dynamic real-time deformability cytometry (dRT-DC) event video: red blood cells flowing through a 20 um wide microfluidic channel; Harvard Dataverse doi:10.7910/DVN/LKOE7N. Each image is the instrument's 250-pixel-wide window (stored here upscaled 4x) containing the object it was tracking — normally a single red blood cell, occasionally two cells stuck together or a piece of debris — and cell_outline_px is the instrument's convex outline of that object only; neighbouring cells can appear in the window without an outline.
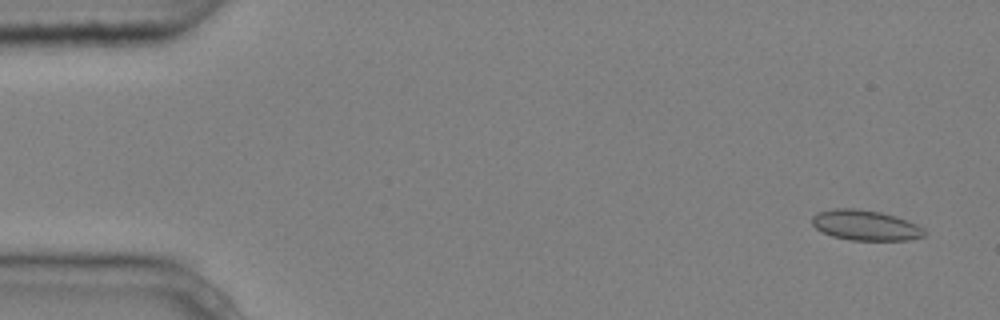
{"species": "common noctule bat (a hibernating species)", "species_latin": "Nyctalus noctula", "temperature_condition": "cold", "stored_images_in_passage": 4, "camera_frame_rate_fps": 3000, "um_per_image_px": 0.085, "animal": {"sex": "male", "body_mass_g": 20.4}, "frame": {"image": 1, "passage_image": 1, "time_ms": 0.0, "image_size_px": [1000, 320], "cell_outline_px": [[924, 236], [908, 240], [852, 240], [832, 236], [816, 228], [812, 224], [812, 216], [820, 212], [832, 208], [856, 208], [880, 212], [896, 216], [916, 224], [924, 228]], "centroid_in_image_um": [73.56, 19.14], "position_along_channel_um": 11.4, "area_um2": 19.71}}
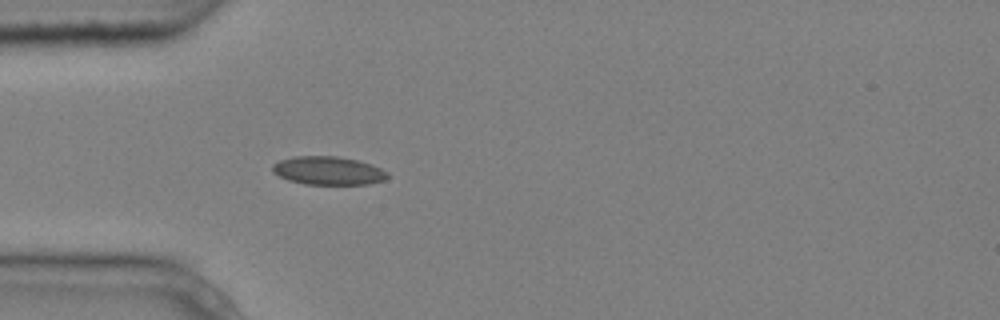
{"frame": {"image": 2, "passage_image": 4, "time_ms": 1.0, "image_size_px": [1000, 320], "cell_outline_px": [[388, 176], [384, 180], [368, 184], [304, 184], [288, 180], [272, 172], [272, 164], [280, 160], [296, 156], [336, 156], [356, 160], [372, 164], [388, 172]], "centroid_in_image_um": [27.89, 14.5], "position_along_channel_um": 57.1, "area_um2": 18.96}}